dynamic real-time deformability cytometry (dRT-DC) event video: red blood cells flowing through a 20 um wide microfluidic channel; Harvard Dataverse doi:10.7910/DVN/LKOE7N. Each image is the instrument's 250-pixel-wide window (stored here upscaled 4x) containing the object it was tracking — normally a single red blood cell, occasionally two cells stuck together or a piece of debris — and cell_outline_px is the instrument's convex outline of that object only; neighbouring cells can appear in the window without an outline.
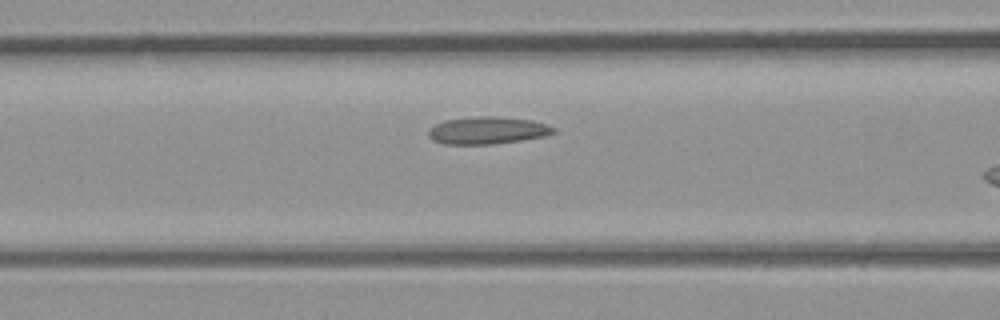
{"species": "common noctule bat (a hibernating species)", "species_latin": "Nyctalus noctula", "temperature_condition": "room temperature", "stored_images_in_passage": 6, "segment_of_instrument_passage": [2, 2], "camera_frame_rate_fps": 3000, "um_per_image_px": 0.085, "animal": {"sex": "male", "body_mass_g": 23.1, "forearm_length_mm": 52.7}, "frame": {"image": 1, "passage_image": 6, "time_ms": 1.667, "image_size_px": [1000, 320], "cell_outline_px": [[556, 132], [544, 136], [520, 140], [492, 144], [444, 144], [432, 140], [428, 136], [428, 132], [436, 124], [444, 120], [476, 116], [500, 116], [532, 120], [556, 128]], "centroid_in_image_um": [41.43, 11.08], "position_along_channel_um": 125.2, "area_um2": 19.88}}